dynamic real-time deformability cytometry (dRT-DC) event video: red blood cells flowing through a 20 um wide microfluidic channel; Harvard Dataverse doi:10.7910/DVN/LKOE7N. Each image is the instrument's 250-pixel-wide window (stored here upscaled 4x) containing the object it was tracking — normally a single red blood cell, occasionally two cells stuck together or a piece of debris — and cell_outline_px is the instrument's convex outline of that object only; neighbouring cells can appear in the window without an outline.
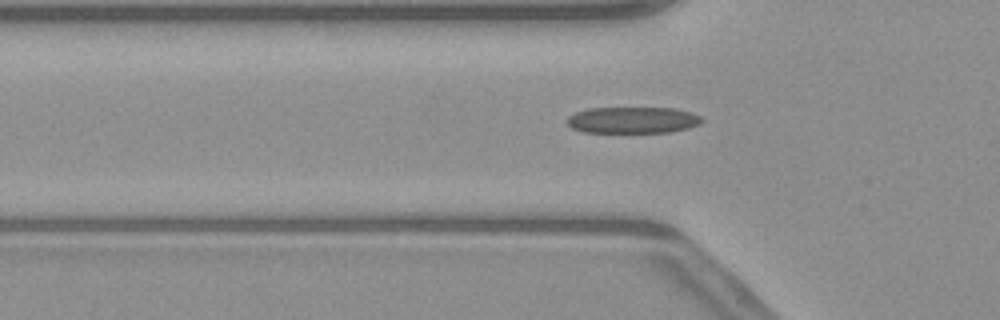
{"species": "common noctule bat (a hibernating species)", "species_latin": "Nyctalus noctula", "temperature_condition": "warm", "stored_images_in_passage": 51, "camera_frame_rate_fps": 3000, "um_per_image_px": 0.085, "animal": {"sex": "male", "body_mass_g": 23.1, "forearm_length_mm": 52.7}, "frame": {"image": 1, "passage_image": 17, "time_ms": 5.333, "image_size_px": [1000, 320], "cell_outline_px": [[704, 120], [700, 124], [688, 128], [668, 132], [584, 132], [572, 128], [568, 124], [568, 116], [576, 112], [588, 108], [676, 108], [692, 112], [700, 116]], "centroid_in_image_um": [53.81, 10.2], "position_along_channel_um": 72.0, "area_um2": 20.75}}
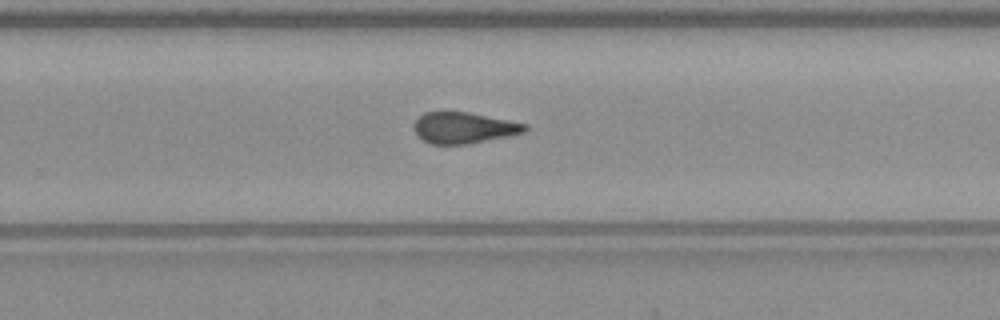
{"frame": {"image": 2, "passage_image": 33, "time_ms": 10.667, "image_size_px": [1000, 320], "cell_outline_px": [[528, 128], [524, 132], [508, 136], [468, 144], [432, 144], [424, 140], [416, 132], [416, 120], [424, 112], [468, 112], [528, 124]], "centroid_in_image_um": [39.47, 10.86], "position_along_channel_um": 290.3, "area_um2": 19.77}}
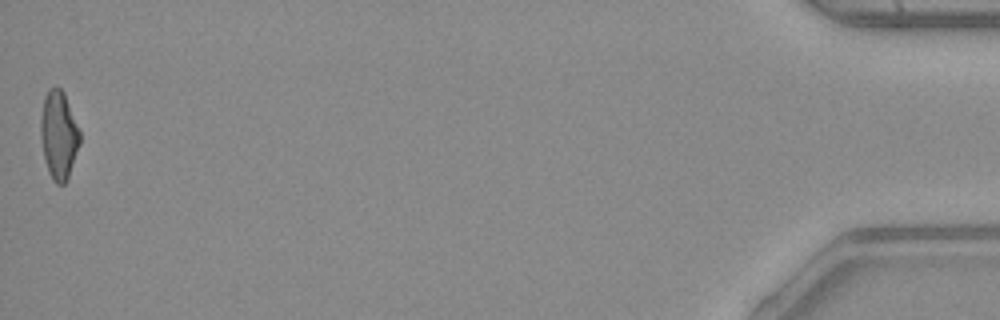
{"frame": {"image": 3, "passage_image": 51, "time_ms": 16.667, "image_size_px": [1000, 320], "cell_outline_px": [[80, 144], [68, 176], [64, 184], [56, 184], [52, 180], [48, 172], [44, 160], [40, 140], [40, 116], [44, 96], [48, 88], [56, 84], [64, 92], [80, 132]], "centroid_in_image_um": [4.96, 11.44], "position_along_channel_um": 430.2, "area_um2": 20.46}, "authors_computed_cell_mechanics": {"area_um2": 20.808, "velocity_mm_per_s": 4.0859, "shape_relaxation_time_tau1_ms": 6.3587, "shape_relaxation_time_tau2_ms": 1.7993, "deformation_change_tau1": 0.1917, "deformation_change_tau2": 0.1213}}